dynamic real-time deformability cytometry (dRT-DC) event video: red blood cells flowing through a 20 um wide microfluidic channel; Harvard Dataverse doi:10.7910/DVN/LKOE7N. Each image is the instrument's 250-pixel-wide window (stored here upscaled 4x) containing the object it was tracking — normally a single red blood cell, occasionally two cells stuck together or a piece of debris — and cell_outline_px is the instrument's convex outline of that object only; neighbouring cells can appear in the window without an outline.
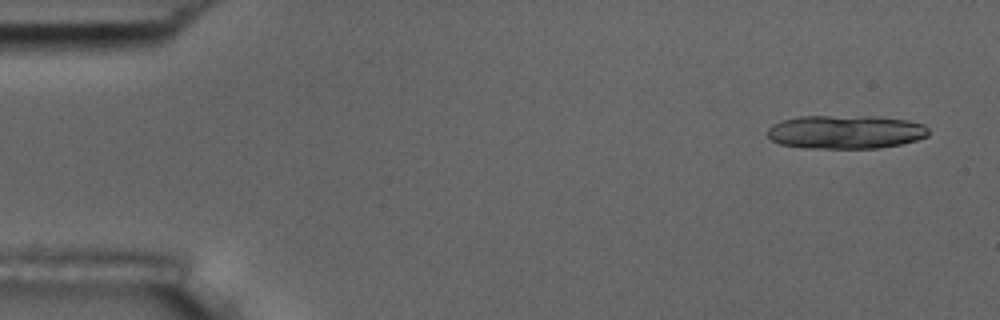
{"species": "common noctule bat (a hibernating species)", "species_latin": "Nyctalus noctula", "temperature_condition": "room temperature", "stored_images_in_passage": 5, "camera_frame_rate_fps": 3000, "um_per_image_px": 0.085, "animal": {"sex": "male", "body_mass_g": 17.5, "forearm_length_mm": 52.3}, "frame": {"image": 1, "passage_image": 1, "time_ms": 0.0, "image_size_px": [1000, 320], "cell_outline_px": [[928, 136], [916, 140], [900, 144], [880, 148], [804, 148], [780, 144], [772, 140], [768, 136], [768, 128], [772, 124], [780, 120], [800, 116], [872, 116], [908, 120], [924, 124], [928, 128]], "centroid_in_image_um": [71.86, 11.21], "position_along_channel_um": 13.1, "area_um2": 31.73}}
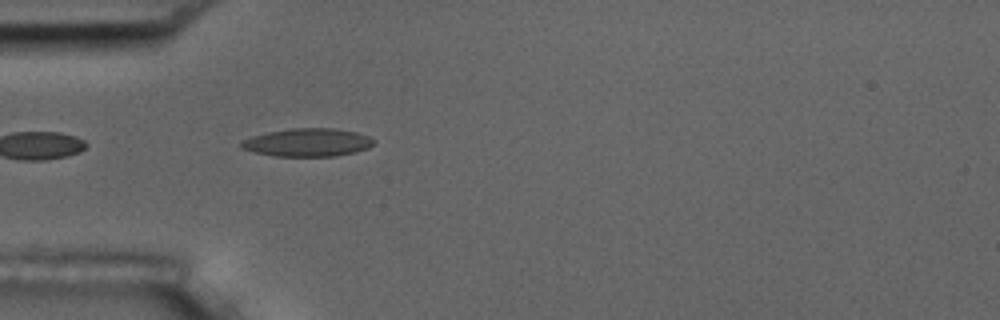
{"frame": {"image": 2, "passage_image": 5, "time_ms": 4.667, "image_size_px": [1000, 320], "cell_outline_px": [[376, 140], [368, 148], [356, 152], [336, 156], [276, 156], [256, 152], [240, 148], [240, 144], [244, 140], [252, 136], [268, 132], [288, 128], [332, 128], [356, 132], [368, 136]], "centroid_in_image_um": [26.16, 12.1], "position_along_channel_um": 58.8, "area_um2": 21.62}}